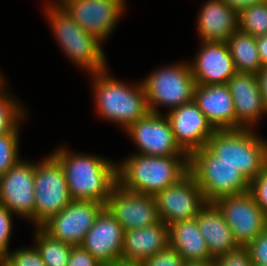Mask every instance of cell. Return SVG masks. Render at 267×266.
Wrapping results in <instances>:
<instances>
[{
    "mask_svg": "<svg viewBox=\"0 0 267 266\" xmlns=\"http://www.w3.org/2000/svg\"><path fill=\"white\" fill-rule=\"evenodd\" d=\"M123 238V228L104 207L80 246L105 266L121 260Z\"/></svg>",
    "mask_w": 267,
    "mask_h": 266,
    "instance_id": "16",
    "label": "cell"
},
{
    "mask_svg": "<svg viewBox=\"0 0 267 266\" xmlns=\"http://www.w3.org/2000/svg\"><path fill=\"white\" fill-rule=\"evenodd\" d=\"M238 30L254 37L267 34V0L238 11Z\"/></svg>",
    "mask_w": 267,
    "mask_h": 266,
    "instance_id": "28",
    "label": "cell"
},
{
    "mask_svg": "<svg viewBox=\"0 0 267 266\" xmlns=\"http://www.w3.org/2000/svg\"><path fill=\"white\" fill-rule=\"evenodd\" d=\"M217 266H254L247 247L239 246L216 259Z\"/></svg>",
    "mask_w": 267,
    "mask_h": 266,
    "instance_id": "34",
    "label": "cell"
},
{
    "mask_svg": "<svg viewBox=\"0 0 267 266\" xmlns=\"http://www.w3.org/2000/svg\"><path fill=\"white\" fill-rule=\"evenodd\" d=\"M87 33L103 43L113 34L126 10V0H56Z\"/></svg>",
    "mask_w": 267,
    "mask_h": 266,
    "instance_id": "10",
    "label": "cell"
},
{
    "mask_svg": "<svg viewBox=\"0 0 267 266\" xmlns=\"http://www.w3.org/2000/svg\"><path fill=\"white\" fill-rule=\"evenodd\" d=\"M247 248L254 266H267V228Z\"/></svg>",
    "mask_w": 267,
    "mask_h": 266,
    "instance_id": "35",
    "label": "cell"
},
{
    "mask_svg": "<svg viewBox=\"0 0 267 266\" xmlns=\"http://www.w3.org/2000/svg\"><path fill=\"white\" fill-rule=\"evenodd\" d=\"M168 246V225L159 220L153 225L124 232L121 260L141 263Z\"/></svg>",
    "mask_w": 267,
    "mask_h": 266,
    "instance_id": "22",
    "label": "cell"
},
{
    "mask_svg": "<svg viewBox=\"0 0 267 266\" xmlns=\"http://www.w3.org/2000/svg\"><path fill=\"white\" fill-rule=\"evenodd\" d=\"M33 245L46 266H68L72 245L53 239L40 227L34 228Z\"/></svg>",
    "mask_w": 267,
    "mask_h": 266,
    "instance_id": "26",
    "label": "cell"
},
{
    "mask_svg": "<svg viewBox=\"0 0 267 266\" xmlns=\"http://www.w3.org/2000/svg\"><path fill=\"white\" fill-rule=\"evenodd\" d=\"M51 154L60 162L72 200H94L106 205L117 183V163L101 155L73 152L63 145Z\"/></svg>",
    "mask_w": 267,
    "mask_h": 266,
    "instance_id": "1",
    "label": "cell"
},
{
    "mask_svg": "<svg viewBox=\"0 0 267 266\" xmlns=\"http://www.w3.org/2000/svg\"><path fill=\"white\" fill-rule=\"evenodd\" d=\"M237 72L257 74L262 68L256 37L235 31L227 40Z\"/></svg>",
    "mask_w": 267,
    "mask_h": 266,
    "instance_id": "25",
    "label": "cell"
},
{
    "mask_svg": "<svg viewBox=\"0 0 267 266\" xmlns=\"http://www.w3.org/2000/svg\"><path fill=\"white\" fill-rule=\"evenodd\" d=\"M6 88L5 83L0 87V135L14 131L28 117L27 108Z\"/></svg>",
    "mask_w": 267,
    "mask_h": 266,
    "instance_id": "27",
    "label": "cell"
},
{
    "mask_svg": "<svg viewBox=\"0 0 267 266\" xmlns=\"http://www.w3.org/2000/svg\"><path fill=\"white\" fill-rule=\"evenodd\" d=\"M36 161L21 158L0 176V204L34 226V173Z\"/></svg>",
    "mask_w": 267,
    "mask_h": 266,
    "instance_id": "12",
    "label": "cell"
},
{
    "mask_svg": "<svg viewBox=\"0 0 267 266\" xmlns=\"http://www.w3.org/2000/svg\"><path fill=\"white\" fill-rule=\"evenodd\" d=\"M190 69L198 85L227 84L237 72L226 42L202 41Z\"/></svg>",
    "mask_w": 267,
    "mask_h": 266,
    "instance_id": "17",
    "label": "cell"
},
{
    "mask_svg": "<svg viewBox=\"0 0 267 266\" xmlns=\"http://www.w3.org/2000/svg\"><path fill=\"white\" fill-rule=\"evenodd\" d=\"M227 5L231 6L235 10L239 11L244 7L251 6L254 3H258L263 0H222Z\"/></svg>",
    "mask_w": 267,
    "mask_h": 266,
    "instance_id": "39",
    "label": "cell"
},
{
    "mask_svg": "<svg viewBox=\"0 0 267 266\" xmlns=\"http://www.w3.org/2000/svg\"><path fill=\"white\" fill-rule=\"evenodd\" d=\"M34 227L67 207L72 199L60 162L50 153L35 164Z\"/></svg>",
    "mask_w": 267,
    "mask_h": 266,
    "instance_id": "8",
    "label": "cell"
},
{
    "mask_svg": "<svg viewBox=\"0 0 267 266\" xmlns=\"http://www.w3.org/2000/svg\"><path fill=\"white\" fill-rule=\"evenodd\" d=\"M141 82L150 112L163 114L194 100L196 82L189 61L163 65ZM159 107L167 108V111L162 112Z\"/></svg>",
    "mask_w": 267,
    "mask_h": 266,
    "instance_id": "6",
    "label": "cell"
},
{
    "mask_svg": "<svg viewBox=\"0 0 267 266\" xmlns=\"http://www.w3.org/2000/svg\"><path fill=\"white\" fill-rule=\"evenodd\" d=\"M249 191L257 205L267 215V167L250 182Z\"/></svg>",
    "mask_w": 267,
    "mask_h": 266,
    "instance_id": "33",
    "label": "cell"
},
{
    "mask_svg": "<svg viewBox=\"0 0 267 266\" xmlns=\"http://www.w3.org/2000/svg\"><path fill=\"white\" fill-rule=\"evenodd\" d=\"M3 259L10 266H46L33 244L9 251Z\"/></svg>",
    "mask_w": 267,
    "mask_h": 266,
    "instance_id": "30",
    "label": "cell"
},
{
    "mask_svg": "<svg viewBox=\"0 0 267 266\" xmlns=\"http://www.w3.org/2000/svg\"><path fill=\"white\" fill-rule=\"evenodd\" d=\"M0 266H10L3 258L0 259Z\"/></svg>",
    "mask_w": 267,
    "mask_h": 266,
    "instance_id": "43",
    "label": "cell"
},
{
    "mask_svg": "<svg viewBox=\"0 0 267 266\" xmlns=\"http://www.w3.org/2000/svg\"><path fill=\"white\" fill-rule=\"evenodd\" d=\"M105 206L94 200H72L40 228L53 239L80 246L95 218Z\"/></svg>",
    "mask_w": 267,
    "mask_h": 266,
    "instance_id": "13",
    "label": "cell"
},
{
    "mask_svg": "<svg viewBox=\"0 0 267 266\" xmlns=\"http://www.w3.org/2000/svg\"><path fill=\"white\" fill-rule=\"evenodd\" d=\"M185 263L183 257L173 248L168 246L166 249L158 252L152 257L140 263L141 266H183Z\"/></svg>",
    "mask_w": 267,
    "mask_h": 266,
    "instance_id": "32",
    "label": "cell"
},
{
    "mask_svg": "<svg viewBox=\"0 0 267 266\" xmlns=\"http://www.w3.org/2000/svg\"><path fill=\"white\" fill-rule=\"evenodd\" d=\"M194 101L215 130L236 129V113L227 84H196Z\"/></svg>",
    "mask_w": 267,
    "mask_h": 266,
    "instance_id": "20",
    "label": "cell"
},
{
    "mask_svg": "<svg viewBox=\"0 0 267 266\" xmlns=\"http://www.w3.org/2000/svg\"><path fill=\"white\" fill-rule=\"evenodd\" d=\"M197 14L196 30L200 42H227L238 30V11L222 0H207Z\"/></svg>",
    "mask_w": 267,
    "mask_h": 266,
    "instance_id": "21",
    "label": "cell"
},
{
    "mask_svg": "<svg viewBox=\"0 0 267 266\" xmlns=\"http://www.w3.org/2000/svg\"><path fill=\"white\" fill-rule=\"evenodd\" d=\"M168 235L169 246L176 250L185 262L212 260L206 241L197 226L196 218L169 224Z\"/></svg>",
    "mask_w": 267,
    "mask_h": 266,
    "instance_id": "24",
    "label": "cell"
},
{
    "mask_svg": "<svg viewBox=\"0 0 267 266\" xmlns=\"http://www.w3.org/2000/svg\"><path fill=\"white\" fill-rule=\"evenodd\" d=\"M138 153L145 156H188L178 145L165 114L149 112L125 131Z\"/></svg>",
    "mask_w": 267,
    "mask_h": 266,
    "instance_id": "11",
    "label": "cell"
},
{
    "mask_svg": "<svg viewBox=\"0 0 267 266\" xmlns=\"http://www.w3.org/2000/svg\"><path fill=\"white\" fill-rule=\"evenodd\" d=\"M154 198L158 217L166 225L195 218L207 204L202 190L189 172Z\"/></svg>",
    "mask_w": 267,
    "mask_h": 266,
    "instance_id": "14",
    "label": "cell"
},
{
    "mask_svg": "<svg viewBox=\"0 0 267 266\" xmlns=\"http://www.w3.org/2000/svg\"><path fill=\"white\" fill-rule=\"evenodd\" d=\"M259 83V89L263 98L264 107L267 115V67H262L256 74Z\"/></svg>",
    "mask_w": 267,
    "mask_h": 266,
    "instance_id": "37",
    "label": "cell"
},
{
    "mask_svg": "<svg viewBox=\"0 0 267 266\" xmlns=\"http://www.w3.org/2000/svg\"><path fill=\"white\" fill-rule=\"evenodd\" d=\"M117 162V183L123 188L155 196L188 172V156H145L132 153Z\"/></svg>",
    "mask_w": 267,
    "mask_h": 266,
    "instance_id": "3",
    "label": "cell"
},
{
    "mask_svg": "<svg viewBox=\"0 0 267 266\" xmlns=\"http://www.w3.org/2000/svg\"><path fill=\"white\" fill-rule=\"evenodd\" d=\"M21 123L14 131L0 135V176L4 175L20 160Z\"/></svg>",
    "mask_w": 267,
    "mask_h": 266,
    "instance_id": "29",
    "label": "cell"
},
{
    "mask_svg": "<svg viewBox=\"0 0 267 266\" xmlns=\"http://www.w3.org/2000/svg\"><path fill=\"white\" fill-rule=\"evenodd\" d=\"M105 266H141L140 263L138 262H129V261H117L115 263H112V264H108V265H105Z\"/></svg>",
    "mask_w": 267,
    "mask_h": 266,
    "instance_id": "41",
    "label": "cell"
},
{
    "mask_svg": "<svg viewBox=\"0 0 267 266\" xmlns=\"http://www.w3.org/2000/svg\"><path fill=\"white\" fill-rule=\"evenodd\" d=\"M188 170L207 202L249 191L250 182L232 165L223 163L206 147L188 155Z\"/></svg>",
    "mask_w": 267,
    "mask_h": 266,
    "instance_id": "7",
    "label": "cell"
},
{
    "mask_svg": "<svg viewBox=\"0 0 267 266\" xmlns=\"http://www.w3.org/2000/svg\"><path fill=\"white\" fill-rule=\"evenodd\" d=\"M213 203L222 213L235 241L241 247H247L267 228V215L257 205L250 191L223 196Z\"/></svg>",
    "mask_w": 267,
    "mask_h": 266,
    "instance_id": "9",
    "label": "cell"
},
{
    "mask_svg": "<svg viewBox=\"0 0 267 266\" xmlns=\"http://www.w3.org/2000/svg\"><path fill=\"white\" fill-rule=\"evenodd\" d=\"M262 67H267V34L256 37Z\"/></svg>",
    "mask_w": 267,
    "mask_h": 266,
    "instance_id": "38",
    "label": "cell"
},
{
    "mask_svg": "<svg viewBox=\"0 0 267 266\" xmlns=\"http://www.w3.org/2000/svg\"><path fill=\"white\" fill-rule=\"evenodd\" d=\"M46 1L44 14L66 58L88 75L108 69L105 43L83 30L55 0Z\"/></svg>",
    "mask_w": 267,
    "mask_h": 266,
    "instance_id": "4",
    "label": "cell"
},
{
    "mask_svg": "<svg viewBox=\"0 0 267 266\" xmlns=\"http://www.w3.org/2000/svg\"><path fill=\"white\" fill-rule=\"evenodd\" d=\"M2 72L0 71V87L4 84V83H6V79H5V77L3 76V74H1Z\"/></svg>",
    "mask_w": 267,
    "mask_h": 266,
    "instance_id": "42",
    "label": "cell"
},
{
    "mask_svg": "<svg viewBox=\"0 0 267 266\" xmlns=\"http://www.w3.org/2000/svg\"><path fill=\"white\" fill-rule=\"evenodd\" d=\"M256 132L247 128L215 130L205 147L251 182L267 167V139Z\"/></svg>",
    "mask_w": 267,
    "mask_h": 266,
    "instance_id": "5",
    "label": "cell"
},
{
    "mask_svg": "<svg viewBox=\"0 0 267 266\" xmlns=\"http://www.w3.org/2000/svg\"><path fill=\"white\" fill-rule=\"evenodd\" d=\"M96 115L125 131L150 110L141 82L124 83L111 75L110 69L89 74Z\"/></svg>",
    "mask_w": 267,
    "mask_h": 266,
    "instance_id": "2",
    "label": "cell"
},
{
    "mask_svg": "<svg viewBox=\"0 0 267 266\" xmlns=\"http://www.w3.org/2000/svg\"><path fill=\"white\" fill-rule=\"evenodd\" d=\"M68 266H104L81 246H73Z\"/></svg>",
    "mask_w": 267,
    "mask_h": 266,
    "instance_id": "36",
    "label": "cell"
},
{
    "mask_svg": "<svg viewBox=\"0 0 267 266\" xmlns=\"http://www.w3.org/2000/svg\"><path fill=\"white\" fill-rule=\"evenodd\" d=\"M195 218L212 259L216 260L239 247L232 230L213 202H207Z\"/></svg>",
    "mask_w": 267,
    "mask_h": 266,
    "instance_id": "23",
    "label": "cell"
},
{
    "mask_svg": "<svg viewBox=\"0 0 267 266\" xmlns=\"http://www.w3.org/2000/svg\"><path fill=\"white\" fill-rule=\"evenodd\" d=\"M105 207L124 232L150 226L160 220L153 196L127 190L118 183L111 190Z\"/></svg>",
    "mask_w": 267,
    "mask_h": 266,
    "instance_id": "15",
    "label": "cell"
},
{
    "mask_svg": "<svg viewBox=\"0 0 267 266\" xmlns=\"http://www.w3.org/2000/svg\"><path fill=\"white\" fill-rule=\"evenodd\" d=\"M178 145L189 155L206 146L215 129L194 100L165 113Z\"/></svg>",
    "mask_w": 267,
    "mask_h": 266,
    "instance_id": "18",
    "label": "cell"
},
{
    "mask_svg": "<svg viewBox=\"0 0 267 266\" xmlns=\"http://www.w3.org/2000/svg\"><path fill=\"white\" fill-rule=\"evenodd\" d=\"M183 266H217L216 260L212 259L205 262H185Z\"/></svg>",
    "mask_w": 267,
    "mask_h": 266,
    "instance_id": "40",
    "label": "cell"
},
{
    "mask_svg": "<svg viewBox=\"0 0 267 266\" xmlns=\"http://www.w3.org/2000/svg\"><path fill=\"white\" fill-rule=\"evenodd\" d=\"M236 113V129H256L266 115L256 74L236 72L227 82Z\"/></svg>",
    "mask_w": 267,
    "mask_h": 266,
    "instance_id": "19",
    "label": "cell"
},
{
    "mask_svg": "<svg viewBox=\"0 0 267 266\" xmlns=\"http://www.w3.org/2000/svg\"><path fill=\"white\" fill-rule=\"evenodd\" d=\"M14 214L0 204V257L3 258L9 251L11 234L14 230Z\"/></svg>",
    "mask_w": 267,
    "mask_h": 266,
    "instance_id": "31",
    "label": "cell"
}]
</instances>
